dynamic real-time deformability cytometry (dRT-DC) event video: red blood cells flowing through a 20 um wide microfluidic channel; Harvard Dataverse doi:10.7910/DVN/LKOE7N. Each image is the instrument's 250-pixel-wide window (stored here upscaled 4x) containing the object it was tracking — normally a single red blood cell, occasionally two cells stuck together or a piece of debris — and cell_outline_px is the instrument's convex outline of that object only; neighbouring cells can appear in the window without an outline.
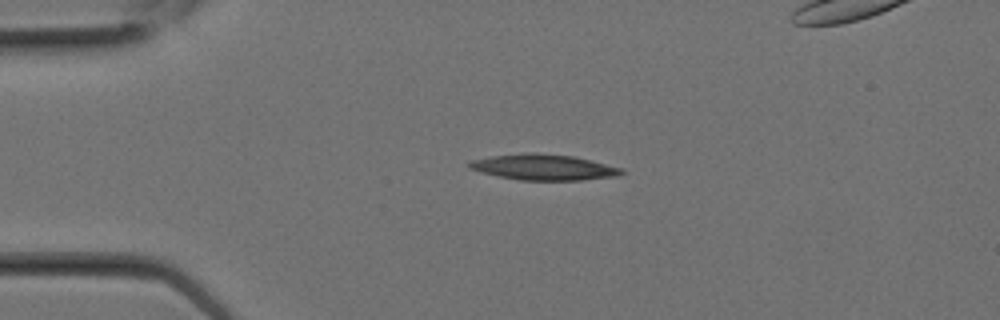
{"species": "Egyptian fruit bat (a non-hibernating species)", "species_latin": "Rousettus aegyptiacus", "temperature_condition": "room temperature", "stored_images_in_passage": 2, "camera_frame_rate_fps": 3000, "um_per_image_px": 0.085, "animal": {"sex": "female"}, "frame": {"image": 1, "passage_image": 1, "time_ms": 0.0, "image_size_px": [1000, 320], "cell_outline_px": [[624, 172], [620, 176], [580, 180], [520, 180], [480, 172], [468, 168], [468, 160], [492, 156], [524, 152], [536, 152], [572, 156], [624, 168]], "centroid_in_image_um": [46.2, 14.2], "position_along_channel_um": 38.8, "area_um2": 23.0}}